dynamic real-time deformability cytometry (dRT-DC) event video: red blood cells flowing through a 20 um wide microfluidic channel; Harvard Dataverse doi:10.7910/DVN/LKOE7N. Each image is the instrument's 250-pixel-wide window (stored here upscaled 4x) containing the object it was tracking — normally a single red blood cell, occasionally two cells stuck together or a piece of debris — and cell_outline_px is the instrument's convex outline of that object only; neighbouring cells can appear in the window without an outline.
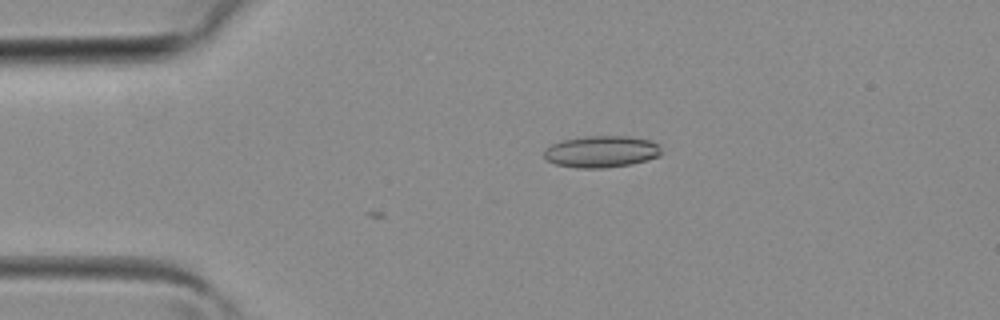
{"species": "common noctule bat (a hibernating species)", "species_latin": "Nyctalus noctula", "temperature_condition": "room temperature", "stored_images_in_passage": 7, "camera_frame_rate_fps": 3000, "um_per_image_px": 0.085, "animal": {"sex": "female", "body_mass_g": 19.3, "forearm_length_mm": 54.1}, "frame": {"image": 1, "passage_image": 7, "time_ms": 2.0, "image_size_px": [1000, 320], "cell_outline_px": [[660, 156], [648, 160], [632, 164], [604, 168], [576, 168], [556, 164], [548, 160], [544, 156], [544, 148], [560, 140], [584, 136], [628, 136], [652, 140], [660, 144]], "centroid_in_image_um": [51.13, 12.88], "position_along_channel_um": 33.9, "area_um2": 21.96}}